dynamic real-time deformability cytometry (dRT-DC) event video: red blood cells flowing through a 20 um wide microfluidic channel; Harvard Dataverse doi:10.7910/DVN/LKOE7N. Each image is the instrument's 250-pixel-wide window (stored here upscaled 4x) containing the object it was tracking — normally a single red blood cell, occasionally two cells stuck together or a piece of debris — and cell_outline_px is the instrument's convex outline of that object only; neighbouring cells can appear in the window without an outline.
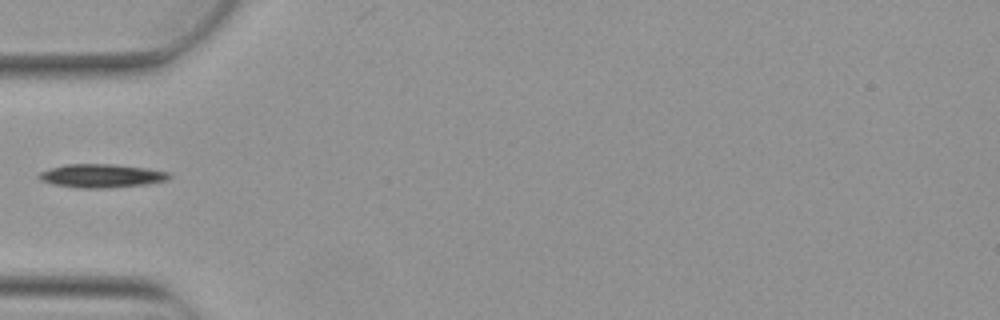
{"species": "Egyptian fruit bat (a non-hibernating species)", "species_latin": "Rousettus aegyptiacus", "temperature_condition": "warm", "stored_images_in_passage": 3, "camera_frame_rate_fps": 3000, "um_per_image_px": 0.085, "animal": {"sex": "female"}, "frame": {"image": 1, "passage_image": 3, "time_ms": 0.667, "image_size_px": [1000, 320], "cell_outline_px": [[172, 176], [168, 180], [148, 184], [108, 188], [76, 188], [52, 184], [40, 180], [36, 176], [40, 172], [64, 164], [116, 164], [148, 168], [172, 172]], "centroid_in_image_um": [8.67, 14.94], "position_along_channel_um": 76.3, "area_um2": 18.21}}